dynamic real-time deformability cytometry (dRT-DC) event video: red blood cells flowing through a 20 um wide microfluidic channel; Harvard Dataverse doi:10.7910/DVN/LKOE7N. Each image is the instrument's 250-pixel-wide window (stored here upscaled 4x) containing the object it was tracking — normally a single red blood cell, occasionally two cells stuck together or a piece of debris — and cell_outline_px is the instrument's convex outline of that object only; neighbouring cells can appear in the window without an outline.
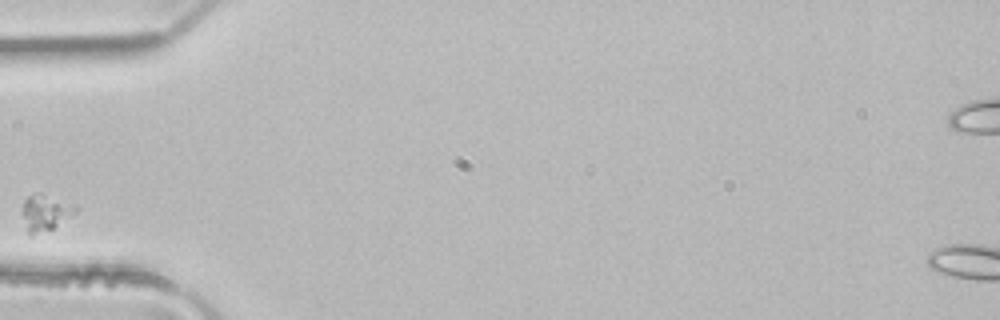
{"species": "common noctule bat (a hibernating species)", "species_latin": "Nyctalus noctula", "temperature_condition": "room temperature", "stored_images_in_passage": 1, "camera_frame_rate_fps": 3000, "um_per_image_px": 0.085, "animal": {"sex": "male", "body_mass_g": 21.5, "forearm_length_mm": 52.0}, "frame": {"image": 1, "passage_image": 1, "time_ms": 0.0, "image_size_px": [1000, 320], "cell_outline_px": [[76, 212], [52, 228], [32, 236], [28, 232], [24, 216], [24, 200], [28, 196], [36, 192], [40, 192], [76, 204]], "centroid_in_image_um": [3.88, 18.03], "position_along_channel_um": 81.1, "area_um2": 10.92}}